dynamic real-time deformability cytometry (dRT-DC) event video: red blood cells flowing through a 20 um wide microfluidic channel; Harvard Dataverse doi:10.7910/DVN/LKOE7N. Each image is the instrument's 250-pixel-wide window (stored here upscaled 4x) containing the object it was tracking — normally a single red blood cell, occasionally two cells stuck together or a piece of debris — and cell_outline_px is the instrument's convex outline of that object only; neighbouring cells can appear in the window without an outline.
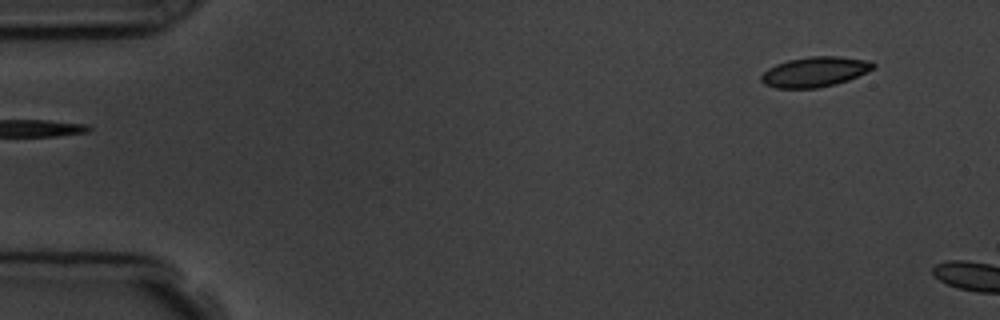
{"species": "common noctule bat (a hibernating species)", "species_latin": "Nyctalus noctula", "temperature_condition": "room temperature", "stored_images_in_passage": 6, "segment_of_instrument_passage": [2, 2], "camera_frame_rate_fps": 3000, "um_per_image_px": 0.085, "animal": {"sex": "male", "body_mass_g": 19.5, "forearm_length_mm": 54.6}, "frame": {"image": 1, "passage_image": 6, "time_ms": 5.667, "image_size_px": [1000, 320], "cell_outline_px": [[876, 68], [848, 80], [836, 84], [816, 88], [776, 88], [764, 84], [760, 80], [760, 76], [768, 68], [776, 64], [788, 60], [812, 56], [836, 56], [872, 60], [876, 64]], "centroid_in_image_um": [69.29, 6.1], "position_along_channel_um": 15.7, "area_um2": 19.77}}